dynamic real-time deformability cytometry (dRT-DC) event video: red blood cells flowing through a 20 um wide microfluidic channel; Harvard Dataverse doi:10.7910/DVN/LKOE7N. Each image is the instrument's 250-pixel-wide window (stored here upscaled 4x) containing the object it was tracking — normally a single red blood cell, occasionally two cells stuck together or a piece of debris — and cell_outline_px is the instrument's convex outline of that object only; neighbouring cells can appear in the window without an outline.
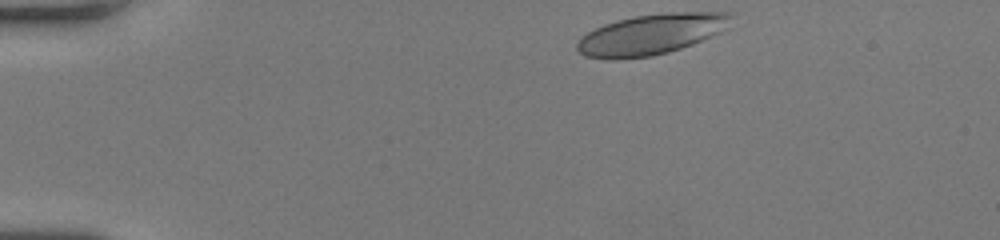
{"species": "human", "species_latin": "Homo sapiens", "temperature_condition": "room temperature", "stored_images_in_passage": 38, "camera_frame_rate_fps": 3000, "um_per_image_px": 0.085, "donor": {"sex": "female"}, "frame": {"image": 1, "passage_image": 1, "time_ms": 0.0, "image_size_px": [1000, 240], "cell_outline_px": [[736, 12], [732, 28], [692, 44], [668, 52], [652, 56], [616, 60], [608, 60], [584, 56], [576, 48], [576, 44], [580, 36], [604, 24], [616, 20], [636, 16], [664, 12]], "centroid_in_image_um": [55.43, 2.91], "position_along_channel_um": 29.6, "area_um2": 37.22}}
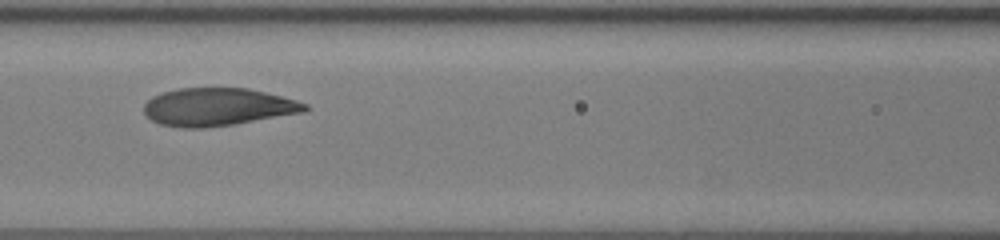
{"frame": {"image": 2, "passage_image": 16, "time_ms": 5.0, "image_size_px": [1000, 240], "cell_outline_px": [[308, 108], [304, 112], [232, 124], [204, 128], [184, 128], [160, 124], [152, 120], [144, 112], [144, 104], [152, 96], [160, 92], [180, 88], [248, 88], [296, 100], [308, 104]], "centroid_in_image_um": [18.47, 9.08], "position_along_channel_um": 148.1, "area_um2": 35.26}}
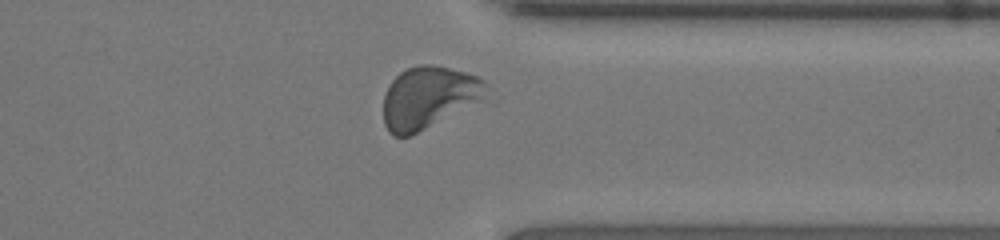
{"frame": {"image": 3, "passage_image": 33, "time_ms": 10.667, "image_size_px": [1000, 240], "cell_outline_px": [[484, 84], [480, 100], [408, 136], [392, 136], [388, 132], [384, 124], [384, 96], [388, 84], [400, 72], [408, 68], [420, 64], [428, 64], [448, 68], [464, 72], [476, 76], [484, 80]], "centroid_in_image_um": [36.32, 8.27], "position_along_channel_um": 375.1, "area_um2": 35.95}, "authors_computed_cell_mechanics": {"area_um2": 36.1539, "velocity_mm_per_s": 4.0185, "shape_relaxation_time_tau1_ms": 3.2893, "shape_relaxation_time_tau2_ms": 0.6586, "deformation_change_tau1": 0.1577, "deformation_change_tau2": 0.0612}}